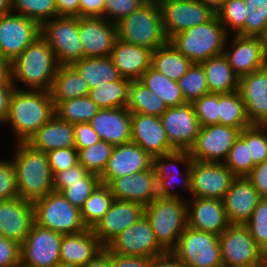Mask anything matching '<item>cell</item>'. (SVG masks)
Wrapping results in <instances>:
<instances>
[{"instance_id": "74e56055", "label": "cell", "mask_w": 267, "mask_h": 267, "mask_svg": "<svg viewBox=\"0 0 267 267\" xmlns=\"http://www.w3.org/2000/svg\"><path fill=\"white\" fill-rule=\"evenodd\" d=\"M140 81L156 94L167 107L180 106L187 103L177 81L171 80L151 66L143 73Z\"/></svg>"}, {"instance_id": "d4e9b609", "label": "cell", "mask_w": 267, "mask_h": 267, "mask_svg": "<svg viewBox=\"0 0 267 267\" xmlns=\"http://www.w3.org/2000/svg\"><path fill=\"white\" fill-rule=\"evenodd\" d=\"M143 215L144 206L142 204L114 199L109 210L92 231L106 246L116 235L136 223Z\"/></svg>"}, {"instance_id": "be15d7a7", "label": "cell", "mask_w": 267, "mask_h": 267, "mask_svg": "<svg viewBox=\"0 0 267 267\" xmlns=\"http://www.w3.org/2000/svg\"><path fill=\"white\" fill-rule=\"evenodd\" d=\"M150 258L111 253V267H148Z\"/></svg>"}, {"instance_id": "7dc6e473", "label": "cell", "mask_w": 267, "mask_h": 267, "mask_svg": "<svg viewBox=\"0 0 267 267\" xmlns=\"http://www.w3.org/2000/svg\"><path fill=\"white\" fill-rule=\"evenodd\" d=\"M236 177L247 176L256 165L249 152L245 139L239 135L223 162Z\"/></svg>"}, {"instance_id": "ee69618b", "label": "cell", "mask_w": 267, "mask_h": 267, "mask_svg": "<svg viewBox=\"0 0 267 267\" xmlns=\"http://www.w3.org/2000/svg\"><path fill=\"white\" fill-rule=\"evenodd\" d=\"M11 11L34 20L40 26L57 16L55 0H12Z\"/></svg>"}, {"instance_id": "f546056e", "label": "cell", "mask_w": 267, "mask_h": 267, "mask_svg": "<svg viewBox=\"0 0 267 267\" xmlns=\"http://www.w3.org/2000/svg\"><path fill=\"white\" fill-rule=\"evenodd\" d=\"M152 50L117 38L110 57L122 78L140 80L151 66Z\"/></svg>"}, {"instance_id": "91938a15", "label": "cell", "mask_w": 267, "mask_h": 267, "mask_svg": "<svg viewBox=\"0 0 267 267\" xmlns=\"http://www.w3.org/2000/svg\"><path fill=\"white\" fill-rule=\"evenodd\" d=\"M74 137L77 150L88 148L101 140L89 122L74 124Z\"/></svg>"}, {"instance_id": "ab89813d", "label": "cell", "mask_w": 267, "mask_h": 267, "mask_svg": "<svg viewBox=\"0 0 267 267\" xmlns=\"http://www.w3.org/2000/svg\"><path fill=\"white\" fill-rule=\"evenodd\" d=\"M219 124L234 127L240 131L252 125L238 90L219 94Z\"/></svg>"}, {"instance_id": "cb8c5ba5", "label": "cell", "mask_w": 267, "mask_h": 267, "mask_svg": "<svg viewBox=\"0 0 267 267\" xmlns=\"http://www.w3.org/2000/svg\"><path fill=\"white\" fill-rule=\"evenodd\" d=\"M187 202L188 226L221 235L230 225L223 200L191 197ZM192 199V200H191Z\"/></svg>"}, {"instance_id": "ac0fdd59", "label": "cell", "mask_w": 267, "mask_h": 267, "mask_svg": "<svg viewBox=\"0 0 267 267\" xmlns=\"http://www.w3.org/2000/svg\"><path fill=\"white\" fill-rule=\"evenodd\" d=\"M231 36L227 39L223 54L238 78L267 65V52L260 36Z\"/></svg>"}, {"instance_id": "b9f144b4", "label": "cell", "mask_w": 267, "mask_h": 267, "mask_svg": "<svg viewBox=\"0 0 267 267\" xmlns=\"http://www.w3.org/2000/svg\"><path fill=\"white\" fill-rule=\"evenodd\" d=\"M114 197L107 184L100 183L81 208V219L87 229H93L109 210Z\"/></svg>"}, {"instance_id": "f1b7e54d", "label": "cell", "mask_w": 267, "mask_h": 267, "mask_svg": "<svg viewBox=\"0 0 267 267\" xmlns=\"http://www.w3.org/2000/svg\"><path fill=\"white\" fill-rule=\"evenodd\" d=\"M89 123L101 140L114 146L131 142V112L126 107L100 109Z\"/></svg>"}, {"instance_id": "8c879c8a", "label": "cell", "mask_w": 267, "mask_h": 267, "mask_svg": "<svg viewBox=\"0 0 267 267\" xmlns=\"http://www.w3.org/2000/svg\"><path fill=\"white\" fill-rule=\"evenodd\" d=\"M12 0H0V15L11 12Z\"/></svg>"}, {"instance_id": "89a4df30", "label": "cell", "mask_w": 267, "mask_h": 267, "mask_svg": "<svg viewBox=\"0 0 267 267\" xmlns=\"http://www.w3.org/2000/svg\"><path fill=\"white\" fill-rule=\"evenodd\" d=\"M13 83L11 62L0 57V84Z\"/></svg>"}, {"instance_id": "003e7915", "label": "cell", "mask_w": 267, "mask_h": 267, "mask_svg": "<svg viewBox=\"0 0 267 267\" xmlns=\"http://www.w3.org/2000/svg\"><path fill=\"white\" fill-rule=\"evenodd\" d=\"M57 16L80 17V0H55Z\"/></svg>"}, {"instance_id": "7bdbcfd3", "label": "cell", "mask_w": 267, "mask_h": 267, "mask_svg": "<svg viewBox=\"0 0 267 267\" xmlns=\"http://www.w3.org/2000/svg\"><path fill=\"white\" fill-rule=\"evenodd\" d=\"M114 145L104 140L88 148L78 150L79 163L89 172L101 176L104 172Z\"/></svg>"}, {"instance_id": "8992f818", "label": "cell", "mask_w": 267, "mask_h": 267, "mask_svg": "<svg viewBox=\"0 0 267 267\" xmlns=\"http://www.w3.org/2000/svg\"><path fill=\"white\" fill-rule=\"evenodd\" d=\"M187 201L156 197L144 207V216L150 223L156 241L165 251H172L179 236L188 226Z\"/></svg>"}, {"instance_id": "bcb514c9", "label": "cell", "mask_w": 267, "mask_h": 267, "mask_svg": "<svg viewBox=\"0 0 267 267\" xmlns=\"http://www.w3.org/2000/svg\"><path fill=\"white\" fill-rule=\"evenodd\" d=\"M247 8L244 27L237 33L242 36H262L267 27V0H244Z\"/></svg>"}, {"instance_id": "816d5d0a", "label": "cell", "mask_w": 267, "mask_h": 267, "mask_svg": "<svg viewBox=\"0 0 267 267\" xmlns=\"http://www.w3.org/2000/svg\"><path fill=\"white\" fill-rule=\"evenodd\" d=\"M201 127L219 124V94L208 93L192 102Z\"/></svg>"}, {"instance_id": "5bb4252c", "label": "cell", "mask_w": 267, "mask_h": 267, "mask_svg": "<svg viewBox=\"0 0 267 267\" xmlns=\"http://www.w3.org/2000/svg\"><path fill=\"white\" fill-rule=\"evenodd\" d=\"M41 26L14 12L0 15V57L11 63L40 36Z\"/></svg>"}, {"instance_id": "7402d4cb", "label": "cell", "mask_w": 267, "mask_h": 267, "mask_svg": "<svg viewBox=\"0 0 267 267\" xmlns=\"http://www.w3.org/2000/svg\"><path fill=\"white\" fill-rule=\"evenodd\" d=\"M153 165V157L136 143L114 146L108 164L100 176L101 183L109 184L113 179L142 172Z\"/></svg>"}, {"instance_id": "7c38bea8", "label": "cell", "mask_w": 267, "mask_h": 267, "mask_svg": "<svg viewBox=\"0 0 267 267\" xmlns=\"http://www.w3.org/2000/svg\"><path fill=\"white\" fill-rule=\"evenodd\" d=\"M62 234L33 223L21 244L20 267H56L61 264Z\"/></svg>"}, {"instance_id": "d6986e66", "label": "cell", "mask_w": 267, "mask_h": 267, "mask_svg": "<svg viewBox=\"0 0 267 267\" xmlns=\"http://www.w3.org/2000/svg\"><path fill=\"white\" fill-rule=\"evenodd\" d=\"M160 118L170 145L175 150L189 151L201 127L192 103L168 107Z\"/></svg>"}, {"instance_id": "52a82bcc", "label": "cell", "mask_w": 267, "mask_h": 267, "mask_svg": "<svg viewBox=\"0 0 267 267\" xmlns=\"http://www.w3.org/2000/svg\"><path fill=\"white\" fill-rule=\"evenodd\" d=\"M34 221L41 227L62 235L77 234L85 229L81 211L73 206L62 193L52 191L33 202Z\"/></svg>"}, {"instance_id": "6125c7cd", "label": "cell", "mask_w": 267, "mask_h": 267, "mask_svg": "<svg viewBox=\"0 0 267 267\" xmlns=\"http://www.w3.org/2000/svg\"><path fill=\"white\" fill-rule=\"evenodd\" d=\"M16 89L13 83L0 84V124H5L9 116L11 100Z\"/></svg>"}, {"instance_id": "1f68e13d", "label": "cell", "mask_w": 267, "mask_h": 267, "mask_svg": "<svg viewBox=\"0 0 267 267\" xmlns=\"http://www.w3.org/2000/svg\"><path fill=\"white\" fill-rule=\"evenodd\" d=\"M26 143L44 153L59 148L75 147L74 124L62 121L54 115Z\"/></svg>"}, {"instance_id": "d6a6232c", "label": "cell", "mask_w": 267, "mask_h": 267, "mask_svg": "<svg viewBox=\"0 0 267 267\" xmlns=\"http://www.w3.org/2000/svg\"><path fill=\"white\" fill-rule=\"evenodd\" d=\"M86 80L72 65H60L49 90L54 106L59 101L88 96Z\"/></svg>"}, {"instance_id": "7a4b0ae2", "label": "cell", "mask_w": 267, "mask_h": 267, "mask_svg": "<svg viewBox=\"0 0 267 267\" xmlns=\"http://www.w3.org/2000/svg\"><path fill=\"white\" fill-rule=\"evenodd\" d=\"M14 145L11 160L16 170L18 195L33 203L53 191V175L48 155L26 142Z\"/></svg>"}, {"instance_id": "c3c4849f", "label": "cell", "mask_w": 267, "mask_h": 267, "mask_svg": "<svg viewBox=\"0 0 267 267\" xmlns=\"http://www.w3.org/2000/svg\"><path fill=\"white\" fill-rule=\"evenodd\" d=\"M247 8L244 0H226L223 6L216 12L220 23L226 32L237 34L245 24Z\"/></svg>"}, {"instance_id": "60d3db41", "label": "cell", "mask_w": 267, "mask_h": 267, "mask_svg": "<svg viewBox=\"0 0 267 267\" xmlns=\"http://www.w3.org/2000/svg\"><path fill=\"white\" fill-rule=\"evenodd\" d=\"M99 110L89 96L59 101L54 106L55 116L70 124L90 122Z\"/></svg>"}, {"instance_id": "753ad0ef", "label": "cell", "mask_w": 267, "mask_h": 267, "mask_svg": "<svg viewBox=\"0 0 267 267\" xmlns=\"http://www.w3.org/2000/svg\"><path fill=\"white\" fill-rule=\"evenodd\" d=\"M261 38H262V42L264 43V47L267 52V27H266L265 33L261 36Z\"/></svg>"}, {"instance_id": "6f0895ef", "label": "cell", "mask_w": 267, "mask_h": 267, "mask_svg": "<svg viewBox=\"0 0 267 267\" xmlns=\"http://www.w3.org/2000/svg\"><path fill=\"white\" fill-rule=\"evenodd\" d=\"M21 266V244L0 235V267Z\"/></svg>"}, {"instance_id": "11a10c76", "label": "cell", "mask_w": 267, "mask_h": 267, "mask_svg": "<svg viewBox=\"0 0 267 267\" xmlns=\"http://www.w3.org/2000/svg\"><path fill=\"white\" fill-rule=\"evenodd\" d=\"M19 197L16 170L11 159H0V201Z\"/></svg>"}, {"instance_id": "f5cc1de1", "label": "cell", "mask_w": 267, "mask_h": 267, "mask_svg": "<svg viewBox=\"0 0 267 267\" xmlns=\"http://www.w3.org/2000/svg\"><path fill=\"white\" fill-rule=\"evenodd\" d=\"M263 252H267V198H262L245 224Z\"/></svg>"}, {"instance_id": "d590c367", "label": "cell", "mask_w": 267, "mask_h": 267, "mask_svg": "<svg viewBox=\"0 0 267 267\" xmlns=\"http://www.w3.org/2000/svg\"><path fill=\"white\" fill-rule=\"evenodd\" d=\"M192 65L169 41L152 51L151 67L171 80L178 81Z\"/></svg>"}, {"instance_id": "2e32d148", "label": "cell", "mask_w": 267, "mask_h": 267, "mask_svg": "<svg viewBox=\"0 0 267 267\" xmlns=\"http://www.w3.org/2000/svg\"><path fill=\"white\" fill-rule=\"evenodd\" d=\"M191 197L223 200L236 176L219 162L195 161L191 163Z\"/></svg>"}, {"instance_id": "4dcf8cb0", "label": "cell", "mask_w": 267, "mask_h": 267, "mask_svg": "<svg viewBox=\"0 0 267 267\" xmlns=\"http://www.w3.org/2000/svg\"><path fill=\"white\" fill-rule=\"evenodd\" d=\"M104 248L92 229H85L77 234L62 235L61 264L82 267Z\"/></svg>"}, {"instance_id": "8d00e7d4", "label": "cell", "mask_w": 267, "mask_h": 267, "mask_svg": "<svg viewBox=\"0 0 267 267\" xmlns=\"http://www.w3.org/2000/svg\"><path fill=\"white\" fill-rule=\"evenodd\" d=\"M126 108L131 113L160 117L167 105L140 80L131 81Z\"/></svg>"}, {"instance_id": "5b68a950", "label": "cell", "mask_w": 267, "mask_h": 267, "mask_svg": "<svg viewBox=\"0 0 267 267\" xmlns=\"http://www.w3.org/2000/svg\"><path fill=\"white\" fill-rule=\"evenodd\" d=\"M230 35L215 15L210 21L173 35L168 41L192 63L223 54Z\"/></svg>"}, {"instance_id": "11e5206c", "label": "cell", "mask_w": 267, "mask_h": 267, "mask_svg": "<svg viewBox=\"0 0 267 267\" xmlns=\"http://www.w3.org/2000/svg\"><path fill=\"white\" fill-rule=\"evenodd\" d=\"M218 267H242V266H234V265H228V264H224V263H222V264L219 265Z\"/></svg>"}, {"instance_id": "ffe728a7", "label": "cell", "mask_w": 267, "mask_h": 267, "mask_svg": "<svg viewBox=\"0 0 267 267\" xmlns=\"http://www.w3.org/2000/svg\"><path fill=\"white\" fill-rule=\"evenodd\" d=\"M83 57L110 56L118 38L117 25L104 17H78Z\"/></svg>"}, {"instance_id": "e575fe53", "label": "cell", "mask_w": 267, "mask_h": 267, "mask_svg": "<svg viewBox=\"0 0 267 267\" xmlns=\"http://www.w3.org/2000/svg\"><path fill=\"white\" fill-rule=\"evenodd\" d=\"M72 66L86 80L90 89L122 79L110 56L83 57Z\"/></svg>"}, {"instance_id": "9a60e30c", "label": "cell", "mask_w": 267, "mask_h": 267, "mask_svg": "<svg viewBox=\"0 0 267 267\" xmlns=\"http://www.w3.org/2000/svg\"><path fill=\"white\" fill-rule=\"evenodd\" d=\"M105 247L111 253L132 257L152 258L166 252L156 241L150 223L144 215L116 235Z\"/></svg>"}, {"instance_id": "681fc988", "label": "cell", "mask_w": 267, "mask_h": 267, "mask_svg": "<svg viewBox=\"0 0 267 267\" xmlns=\"http://www.w3.org/2000/svg\"><path fill=\"white\" fill-rule=\"evenodd\" d=\"M249 146L250 156L255 164L267 159V125L252 124L240 131Z\"/></svg>"}, {"instance_id": "484cf974", "label": "cell", "mask_w": 267, "mask_h": 267, "mask_svg": "<svg viewBox=\"0 0 267 267\" xmlns=\"http://www.w3.org/2000/svg\"><path fill=\"white\" fill-rule=\"evenodd\" d=\"M33 203L16 197L0 201V235L22 244L34 223Z\"/></svg>"}, {"instance_id": "44dd1931", "label": "cell", "mask_w": 267, "mask_h": 267, "mask_svg": "<svg viewBox=\"0 0 267 267\" xmlns=\"http://www.w3.org/2000/svg\"><path fill=\"white\" fill-rule=\"evenodd\" d=\"M131 142L136 143L151 157L175 150L170 145L158 116L131 113Z\"/></svg>"}, {"instance_id": "a7ac6f4b", "label": "cell", "mask_w": 267, "mask_h": 267, "mask_svg": "<svg viewBox=\"0 0 267 267\" xmlns=\"http://www.w3.org/2000/svg\"><path fill=\"white\" fill-rule=\"evenodd\" d=\"M82 267H111V252L105 247Z\"/></svg>"}, {"instance_id": "94428289", "label": "cell", "mask_w": 267, "mask_h": 267, "mask_svg": "<svg viewBox=\"0 0 267 267\" xmlns=\"http://www.w3.org/2000/svg\"><path fill=\"white\" fill-rule=\"evenodd\" d=\"M253 187L262 198H267V159L260 164H256L252 171L246 176Z\"/></svg>"}, {"instance_id": "6da1fadb", "label": "cell", "mask_w": 267, "mask_h": 267, "mask_svg": "<svg viewBox=\"0 0 267 267\" xmlns=\"http://www.w3.org/2000/svg\"><path fill=\"white\" fill-rule=\"evenodd\" d=\"M54 115V104L49 91L16 89L5 124L10 125L15 143L27 142Z\"/></svg>"}, {"instance_id": "4316f807", "label": "cell", "mask_w": 267, "mask_h": 267, "mask_svg": "<svg viewBox=\"0 0 267 267\" xmlns=\"http://www.w3.org/2000/svg\"><path fill=\"white\" fill-rule=\"evenodd\" d=\"M238 91L250 123L267 125V65L240 77Z\"/></svg>"}, {"instance_id": "2644e50d", "label": "cell", "mask_w": 267, "mask_h": 267, "mask_svg": "<svg viewBox=\"0 0 267 267\" xmlns=\"http://www.w3.org/2000/svg\"><path fill=\"white\" fill-rule=\"evenodd\" d=\"M198 1L208 6L216 13L223 6L226 0H198Z\"/></svg>"}, {"instance_id": "3957f363", "label": "cell", "mask_w": 267, "mask_h": 267, "mask_svg": "<svg viewBox=\"0 0 267 267\" xmlns=\"http://www.w3.org/2000/svg\"><path fill=\"white\" fill-rule=\"evenodd\" d=\"M59 66L50 45L40 35L11 63L12 82L17 89H21L17 85L20 82L27 89L49 91Z\"/></svg>"}, {"instance_id": "30bf717a", "label": "cell", "mask_w": 267, "mask_h": 267, "mask_svg": "<svg viewBox=\"0 0 267 267\" xmlns=\"http://www.w3.org/2000/svg\"><path fill=\"white\" fill-rule=\"evenodd\" d=\"M192 161L193 160L190 157L189 151L186 150H174L172 152L153 157V167L157 178L156 184L158 196L171 199H183L182 196L177 193V190L175 191V188L178 187L177 184H181L180 187H182L183 191L186 190L187 193L190 194V168ZM178 165L184 166L185 171L181 173ZM179 175H181L180 177H183L179 178Z\"/></svg>"}, {"instance_id": "83f0119b", "label": "cell", "mask_w": 267, "mask_h": 267, "mask_svg": "<svg viewBox=\"0 0 267 267\" xmlns=\"http://www.w3.org/2000/svg\"><path fill=\"white\" fill-rule=\"evenodd\" d=\"M261 199L246 176L236 177L223 199L229 223L245 225Z\"/></svg>"}, {"instance_id": "836d02e7", "label": "cell", "mask_w": 267, "mask_h": 267, "mask_svg": "<svg viewBox=\"0 0 267 267\" xmlns=\"http://www.w3.org/2000/svg\"><path fill=\"white\" fill-rule=\"evenodd\" d=\"M209 93H231L238 90L239 78L233 72L224 54L201 62Z\"/></svg>"}, {"instance_id": "8fae6325", "label": "cell", "mask_w": 267, "mask_h": 267, "mask_svg": "<svg viewBox=\"0 0 267 267\" xmlns=\"http://www.w3.org/2000/svg\"><path fill=\"white\" fill-rule=\"evenodd\" d=\"M221 261L242 267H261L264 252L257 245L246 225L230 224L219 235Z\"/></svg>"}, {"instance_id": "34e18365", "label": "cell", "mask_w": 267, "mask_h": 267, "mask_svg": "<svg viewBox=\"0 0 267 267\" xmlns=\"http://www.w3.org/2000/svg\"><path fill=\"white\" fill-rule=\"evenodd\" d=\"M261 267H267V252H264Z\"/></svg>"}, {"instance_id": "ba28073f", "label": "cell", "mask_w": 267, "mask_h": 267, "mask_svg": "<svg viewBox=\"0 0 267 267\" xmlns=\"http://www.w3.org/2000/svg\"><path fill=\"white\" fill-rule=\"evenodd\" d=\"M40 35L50 45L59 65H72L83 58L77 16H56L44 22Z\"/></svg>"}, {"instance_id": "e7e4bbea", "label": "cell", "mask_w": 267, "mask_h": 267, "mask_svg": "<svg viewBox=\"0 0 267 267\" xmlns=\"http://www.w3.org/2000/svg\"><path fill=\"white\" fill-rule=\"evenodd\" d=\"M104 0H80V17H103Z\"/></svg>"}, {"instance_id": "db71d44e", "label": "cell", "mask_w": 267, "mask_h": 267, "mask_svg": "<svg viewBox=\"0 0 267 267\" xmlns=\"http://www.w3.org/2000/svg\"><path fill=\"white\" fill-rule=\"evenodd\" d=\"M146 0H104L103 17L112 23L131 15Z\"/></svg>"}, {"instance_id": "9c48e42d", "label": "cell", "mask_w": 267, "mask_h": 267, "mask_svg": "<svg viewBox=\"0 0 267 267\" xmlns=\"http://www.w3.org/2000/svg\"><path fill=\"white\" fill-rule=\"evenodd\" d=\"M186 267H218L222 264L219 235L189 226L171 251Z\"/></svg>"}, {"instance_id": "f6af8a7d", "label": "cell", "mask_w": 267, "mask_h": 267, "mask_svg": "<svg viewBox=\"0 0 267 267\" xmlns=\"http://www.w3.org/2000/svg\"><path fill=\"white\" fill-rule=\"evenodd\" d=\"M177 83L187 103H192L194 100L209 93L206 76L201 63H192L188 71Z\"/></svg>"}, {"instance_id": "680465c9", "label": "cell", "mask_w": 267, "mask_h": 267, "mask_svg": "<svg viewBox=\"0 0 267 267\" xmlns=\"http://www.w3.org/2000/svg\"><path fill=\"white\" fill-rule=\"evenodd\" d=\"M88 173V171L77 163L73 167L65 171L57 172L53 175V191L61 193L68 188L71 183L81 182V179Z\"/></svg>"}, {"instance_id": "603a6c76", "label": "cell", "mask_w": 267, "mask_h": 267, "mask_svg": "<svg viewBox=\"0 0 267 267\" xmlns=\"http://www.w3.org/2000/svg\"><path fill=\"white\" fill-rule=\"evenodd\" d=\"M153 165L142 172L113 179L109 188L114 199L149 205L156 197L157 184Z\"/></svg>"}, {"instance_id": "9f6ffc18", "label": "cell", "mask_w": 267, "mask_h": 267, "mask_svg": "<svg viewBox=\"0 0 267 267\" xmlns=\"http://www.w3.org/2000/svg\"><path fill=\"white\" fill-rule=\"evenodd\" d=\"M47 155L52 175L79 163L78 150L75 147L59 148L48 152Z\"/></svg>"}, {"instance_id": "f907efd6", "label": "cell", "mask_w": 267, "mask_h": 267, "mask_svg": "<svg viewBox=\"0 0 267 267\" xmlns=\"http://www.w3.org/2000/svg\"><path fill=\"white\" fill-rule=\"evenodd\" d=\"M100 183V176L88 172L81 179V182L71 183L70 186L61 193L73 206L81 210L85 201Z\"/></svg>"}, {"instance_id": "2a66077c", "label": "cell", "mask_w": 267, "mask_h": 267, "mask_svg": "<svg viewBox=\"0 0 267 267\" xmlns=\"http://www.w3.org/2000/svg\"><path fill=\"white\" fill-rule=\"evenodd\" d=\"M56 267H78V266H71V265H62V264H59Z\"/></svg>"}, {"instance_id": "e0dca14e", "label": "cell", "mask_w": 267, "mask_h": 267, "mask_svg": "<svg viewBox=\"0 0 267 267\" xmlns=\"http://www.w3.org/2000/svg\"><path fill=\"white\" fill-rule=\"evenodd\" d=\"M240 130L231 126L215 124L200 127L196 141L190 148L192 160L223 163Z\"/></svg>"}, {"instance_id": "4fadbf2b", "label": "cell", "mask_w": 267, "mask_h": 267, "mask_svg": "<svg viewBox=\"0 0 267 267\" xmlns=\"http://www.w3.org/2000/svg\"><path fill=\"white\" fill-rule=\"evenodd\" d=\"M163 30L169 40L185 29L210 21L216 13L198 0H158Z\"/></svg>"}, {"instance_id": "f35d334b", "label": "cell", "mask_w": 267, "mask_h": 267, "mask_svg": "<svg viewBox=\"0 0 267 267\" xmlns=\"http://www.w3.org/2000/svg\"><path fill=\"white\" fill-rule=\"evenodd\" d=\"M131 81L125 78L90 89L88 96L100 109L125 108Z\"/></svg>"}, {"instance_id": "277c9868", "label": "cell", "mask_w": 267, "mask_h": 267, "mask_svg": "<svg viewBox=\"0 0 267 267\" xmlns=\"http://www.w3.org/2000/svg\"><path fill=\"white\" fill-rule=\"evenodd\" d=\"M116 25L118 39L147 47L152 51L168 42L163 30L158 0H146L131 15L122 18Z\"/></svg>"}, {"instance_id": "03108f58", "label": "cell", "mask_w": 267, "mask_h": 267, "mask_svg": "<svg viewBox=\"0 0 267 267\" xmlns=\"http://www.w3.org/2000/svg\"><path fill=\"white\" fill-rule=\"evenodd\" d=\"M148 267H186L171 251L152 257Z\"/></svg>"}]
</instances>
